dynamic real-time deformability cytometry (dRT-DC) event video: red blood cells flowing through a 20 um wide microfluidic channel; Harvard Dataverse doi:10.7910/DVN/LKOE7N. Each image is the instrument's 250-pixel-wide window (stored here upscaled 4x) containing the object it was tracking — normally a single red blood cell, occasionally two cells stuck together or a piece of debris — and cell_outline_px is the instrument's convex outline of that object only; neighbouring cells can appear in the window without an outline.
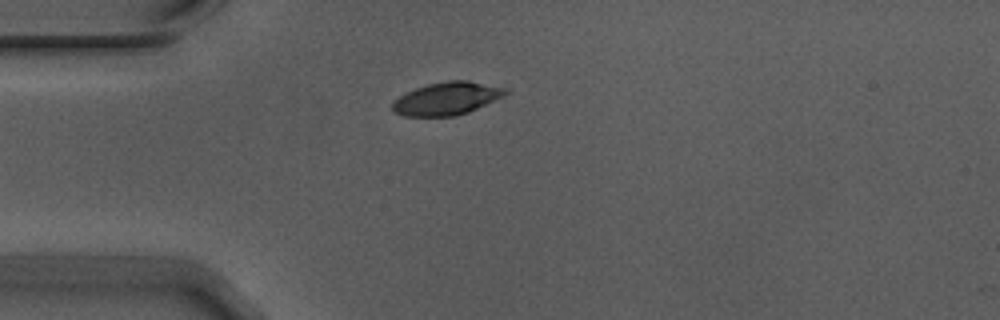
{"species": "Egyptian fruit bat (a non-hibernating species)", "species_latin": "Rousettus aegyptiacus", "temperature_condition": "warm", "stored_images_in_passage": 2, "camera_frame_rate_fps": 3000, "um_per_image_px": 0.085, "animal": {"sex": "male"}, "frame": {"image": 1, "passage_image": 1, "time_ms": 0.0, "image_size_px": [1000, 320], "cell_outline_px": [[508, 92], [504, 96], [468, 112], [452, 116], [404, 116], [392, 112], [392, 104], [400, 96], [416, 88], [428, 84], [448, 80], [468, 80], [508, 88]], "centroid_in_image_um": [38.0, 8.37], "position_along_channel_um": 47.0, "area_um2": 21.5}}